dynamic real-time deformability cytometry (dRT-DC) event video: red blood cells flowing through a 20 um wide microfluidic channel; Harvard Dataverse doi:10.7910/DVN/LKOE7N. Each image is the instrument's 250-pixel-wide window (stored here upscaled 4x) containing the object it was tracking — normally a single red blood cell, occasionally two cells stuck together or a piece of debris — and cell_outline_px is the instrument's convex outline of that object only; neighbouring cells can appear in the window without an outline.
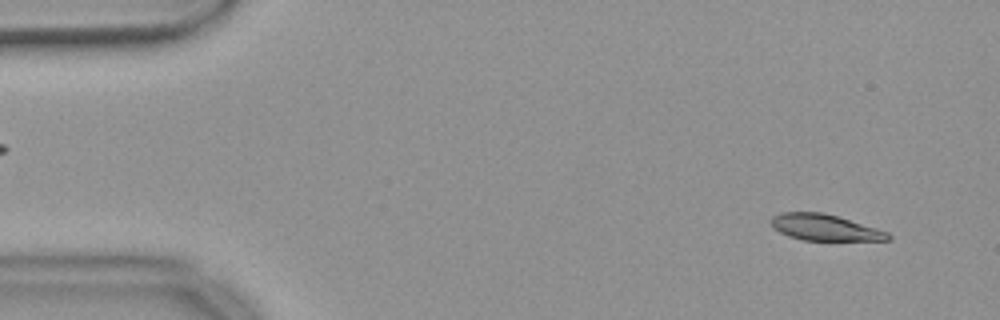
{"species": "common noctule bat (a hibernating species)", "species_latin": "Nyctalus noctula", "temperature_condition": "warm", "stored_images_in_passage": 51, "camera_frame_rate_fps": 3000, "um_per_image_px": 0.085, "animal": {"sex": "female", "body_mass_g": 18.4}, "frame": {"image": 1, "passage_image": 1, "time_ms": 0.0, "image_size_px": [1000, 320], "cell_outline_px": [[892, 240], [804, 240], [788, 236], [772, 228], [772, 216], [780, 212], [824, 212], [876, 228], [888, 232], [892, 236]], "centroid_in_image_um": [70.1, 19.33], "position_along_channel_um": 14.9, "area_um2": 17.8}}
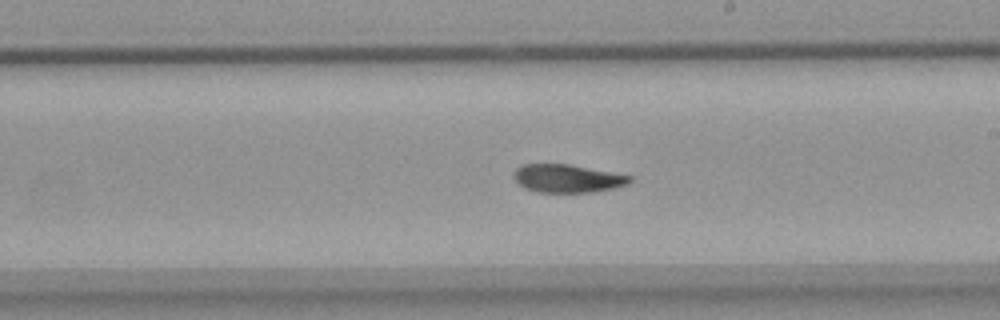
{"frame": {"image": 2, "passage_image": 28, "time_ms": 9.0, "image_size_px": [1000, 320], "cell_outline_px": [[632, 180], [628, 184], [612, 188], [592, 192], [536, 192], [524, 188], [512, 176], [512, 172], [516, 168], [524, 164], [568, 164], [632, 176]], "centroid_in_image_um": [48.19, 15.17], "position_along_channel_um": 240.8, "area_um2": 18.9}}
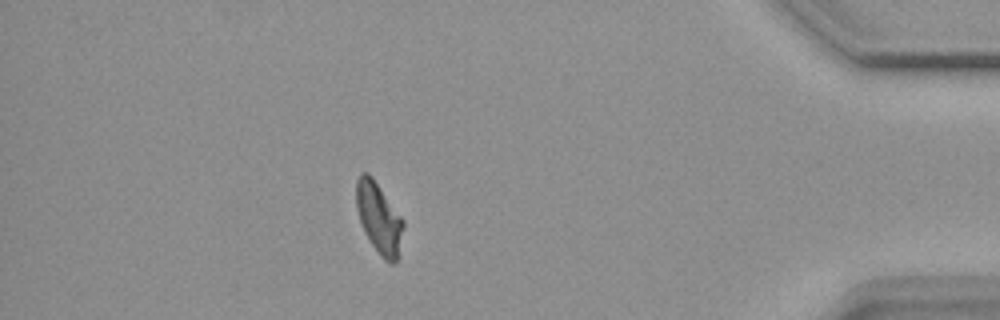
{"frame": {"image": 3, "passage_image": 45, "time_ms": 14.667, "image_size_px": [1000, 320], "cell_outline_px": [[404, 224], [396, 264], [388, 264], [380, 256], [364, 232], [356, 208], [356, 180], [360, 172], [368, 172], [372, 176], [404, 220]], "centroid_in_image_um": [32.2, 18.53], "position_along_channel_um": 403.0, "area_um2": 19.48}, "authors_computed_cell_mechanics": {"area_um2": 19.5942, "velocity_mm_per_s": 3.6695, "shape_relaxation_time_tau1_ms": 9.5441, "shape_relaxation_time_tau2_ms": 4.0081, "deformation_change_tau1": 0.2163, "deformation_change_tau2": 0.0868}}